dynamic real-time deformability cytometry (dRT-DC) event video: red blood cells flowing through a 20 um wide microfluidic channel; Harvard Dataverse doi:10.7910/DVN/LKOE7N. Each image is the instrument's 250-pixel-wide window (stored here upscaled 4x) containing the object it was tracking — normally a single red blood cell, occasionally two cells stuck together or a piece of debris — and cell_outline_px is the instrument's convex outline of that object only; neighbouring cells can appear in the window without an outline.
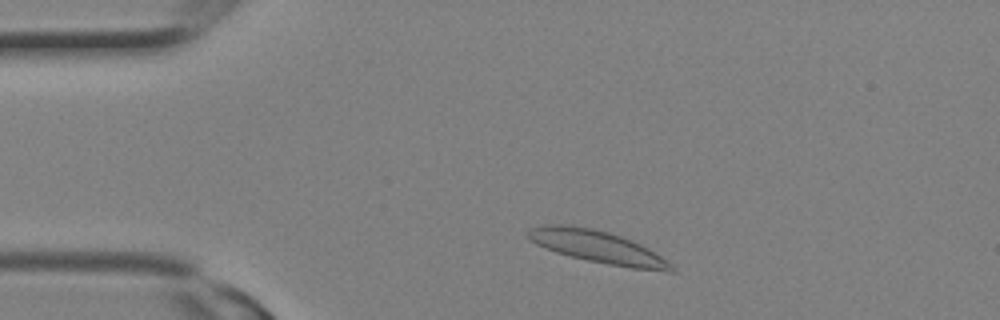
{"species": "Egyptian fruit bat (a non-hibernating species)", "species_latin": "Rousettus aegyptiacus", "temperature_condition": "room temperature", "stored_images_in_passage": 1, "camera_frame_rate_fps": 3000, "um_per_image_px": 0.085, "animal": {"sex": "female"}, "frame": {"image": 1, "passage_image": 1, "time_ms": 0.0, "image_size_px": [1000, 320], "cell_outline_px": [[676, 272], [668, 272], [632, 268], [608, 264], [588, 260], [556, 252], [544, 248], [536, 244], [528, 236], [528, 232], [532, 228], [544, 224], [564, 224], [596, 228], [632, 240], [648, 248], [672, 264], [676, 268]], "centroid_in_image_um": [50.83, 20.98], "position_along_channel_um": 34.2, "area_um2": 26.88}}